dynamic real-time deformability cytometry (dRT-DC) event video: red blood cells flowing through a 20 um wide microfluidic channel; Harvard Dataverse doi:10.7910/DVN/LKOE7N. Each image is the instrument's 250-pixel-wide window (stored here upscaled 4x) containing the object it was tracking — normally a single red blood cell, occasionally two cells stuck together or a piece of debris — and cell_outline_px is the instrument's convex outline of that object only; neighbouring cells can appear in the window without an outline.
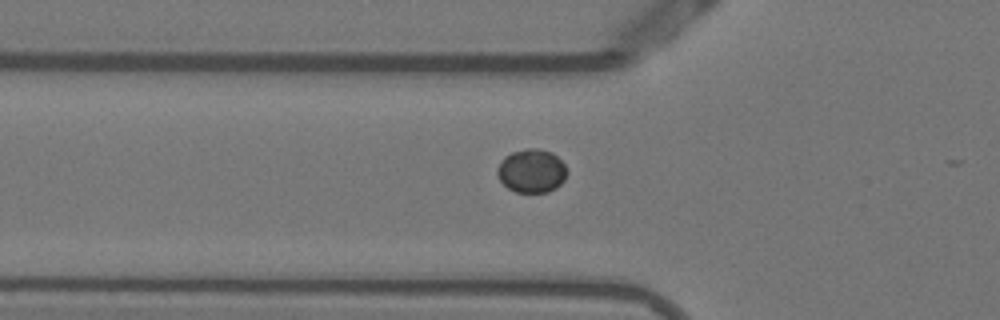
{"species": "Egyptian fruit bat (a non-hibernating species)", "species_latin": "Rousettus aegyptiacus", "temperature_condition": "warm", "stored_images_in_passage": 8, "camera_frame_rate_fps": 3000, "um_per_image_px": 0.085, "animal": {"sex": "female"}, "frame": {"image": 1, "passage_image": 3, "time_ms": 0.667, "image_size_px": [1000, 320], "cell_outline_px": [[568, 172], [564, 180], [556, 188], [548, 192], [516, 192], [508, 188], [500, 180], [496, 172], [504, 156], [512, 152], [524, 148], [540, 148], [552, 152], [564, 164]], "centroid_in_image_um": [45.2, 14.51], "position_along_channel_um": 80.6, "area_um2": 17.74}}
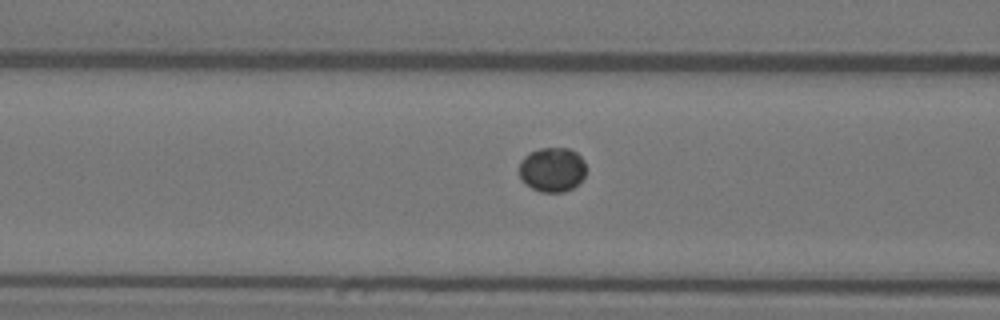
{"frame": {"image": 2, "passage_image": 6, "time_ms": 1.667, "image_size_px": [1000, 320], "cell_outline_px": [[584, 176], [572, 188], [564, 192], [540, 192], [532, 188], [520, 176], [520, 160], [528, 152], [540, 148], [568, 148], [576, 152], [584, 160]], "centroid_in_image_um": [46.92, 14.4], "position_along_channel_um": 119.7, "area_um2": 17.17}}